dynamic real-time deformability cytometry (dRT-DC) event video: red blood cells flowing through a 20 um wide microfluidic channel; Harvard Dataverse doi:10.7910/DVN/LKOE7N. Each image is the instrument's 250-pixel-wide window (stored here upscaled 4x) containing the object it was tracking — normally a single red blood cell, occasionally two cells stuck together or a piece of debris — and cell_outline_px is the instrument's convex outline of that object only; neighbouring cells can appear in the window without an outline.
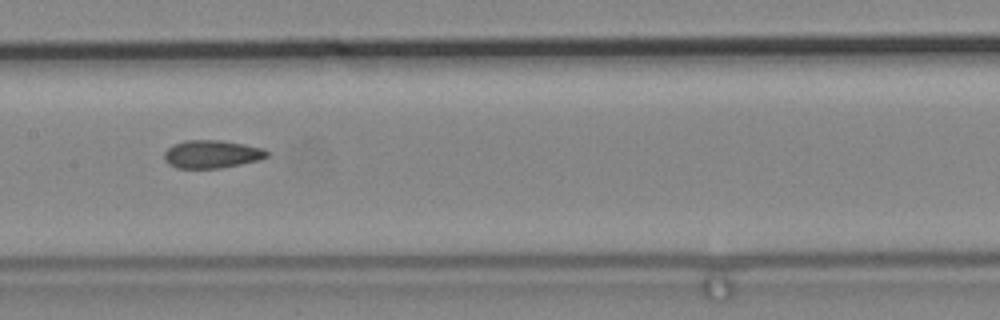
{"species": "common noctule bat (a hibernating species)", "species_latin": "Nyctalus noctula", "temperature_condition": "cold", "stored_images_in_passage": 12, "camera_frame_rate_fps": 3000, "um_per_image_px": 0.085, "animal": {"sex": "male", "body_mass_g": 19.2, "forearm_length_mm": 51.8}, "frame": {"image": 1, "passage_image": 9, "time_ms": 2.667, "image_size_px": [1000, 320], "cell_outline_px": [[268, 156], [260, 160], [220, 168], [176, 168], [168, 164], [164, 160], [164, 152], [172, 144], [184, 140], [220, 140], [244, 144], [264, 148], [268, 152]], "centroid_in_image_um": [17.98, 13.1], "position_along_channel_um": 189.4, "area_um2": 16.88}}
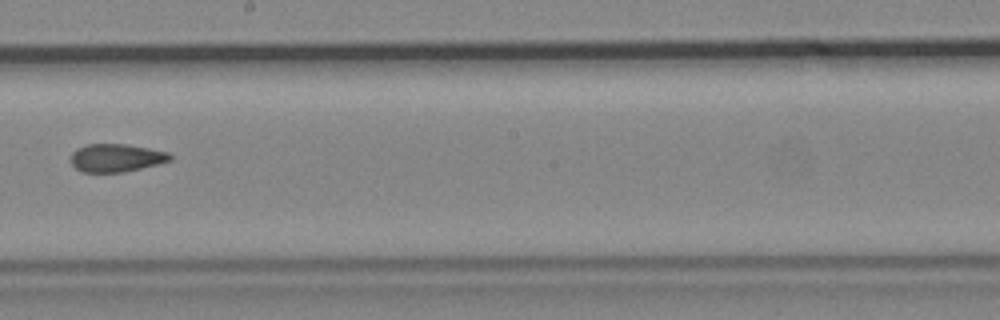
{"frame": {"image": 2, "passage_image": 10, "time_ms": 3.0, "image_size_px": [1000, 320], "cell_outline_px": [[172, 160], [140, 168], [120, 172], [80, 172], [72, 164], [72, 152], [76, 148], [88, 144], [128, 144], [168, 152], [172, 156]], "centroid_in_image_um": [9.86, 13.41], "position_along_channel_um": 238.3, "area_um2": 16.07}}
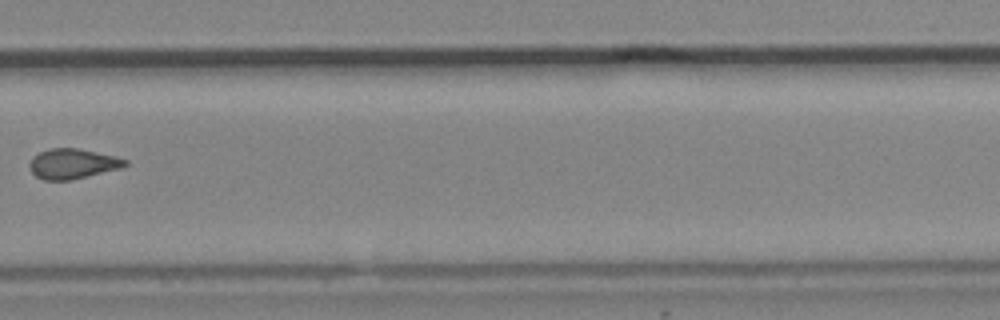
{"frame": {"image": 3, "passage_image": 12, "time_ms": 3.667, "image_size_px": [1000, 320], "cell_outline_px": [[128, 164], [120, 168], [68, 180], [44, 180], [36, 176], [28, 168], [28, 164], [32, 156], [48, 148], [80, 148], [116, 156], [128, 160]], "centroid_in_image_um": [6.14, 13.9], "position_along_channel_um": 323.7, "area_um2": 16.76}}